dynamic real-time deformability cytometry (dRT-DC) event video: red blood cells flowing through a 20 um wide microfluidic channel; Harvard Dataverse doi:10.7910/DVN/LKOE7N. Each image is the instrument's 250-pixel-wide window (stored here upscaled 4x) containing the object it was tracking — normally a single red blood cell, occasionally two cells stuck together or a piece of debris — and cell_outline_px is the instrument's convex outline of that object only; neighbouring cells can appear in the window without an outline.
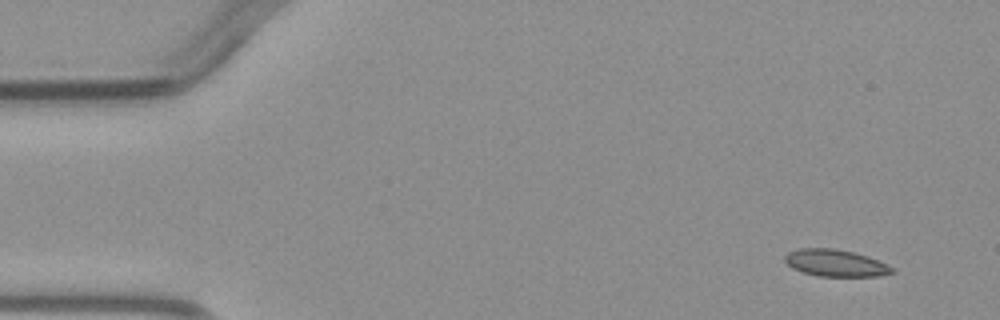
{"species": "common noctule bat (a hibernating species)", "species_latin": "Nyctalus noctula", "temperature_condition": "warm", "stored_images_in_passage": 5, "camera_frame_rate_fps": 3000, "um_per_image_px": 0.085, "animal": {"sex": "male", "body_mass_g": 23.1, "forearm_length_mm": 52.7}, "frame": {"image": 1, "passage_image": 1, "time_ms": 0.0, "image_size_px": [1000, 320], "cell_outline_px": [[896, 272], [880, 276], [820, 276], [804, 272], [792, 268], [784, 260], [784, 256], [788, 252], [800, 248], [836, 248], [868, 256], [888, 264], [896, 268]], "centroid_in_image_um": [71.07, 22.35], "position_along_channel_um": 13.9, "area_um2": 16.94}}
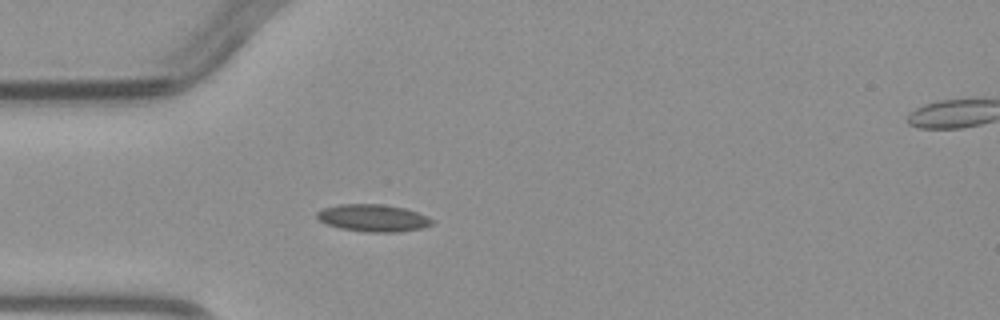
{"frame": {"image": 2, "passage_image": 4, "time_ms": 3.333, "image_size_px": [1000, 320], "cell_outline_px": [[436, 220], [432, 224], [424, 228], [400, 232], [368, 232], [340, 228], [328, 224], [320, 220], [316, 216], [316, 212], [324, 208], [340, 204], [380, 204], [404, 208], [416, 212]], "centroid_in_image_um": [31.75, 18.53], "position_along_channel_um": 53.3, "area_um2": 18.21}}